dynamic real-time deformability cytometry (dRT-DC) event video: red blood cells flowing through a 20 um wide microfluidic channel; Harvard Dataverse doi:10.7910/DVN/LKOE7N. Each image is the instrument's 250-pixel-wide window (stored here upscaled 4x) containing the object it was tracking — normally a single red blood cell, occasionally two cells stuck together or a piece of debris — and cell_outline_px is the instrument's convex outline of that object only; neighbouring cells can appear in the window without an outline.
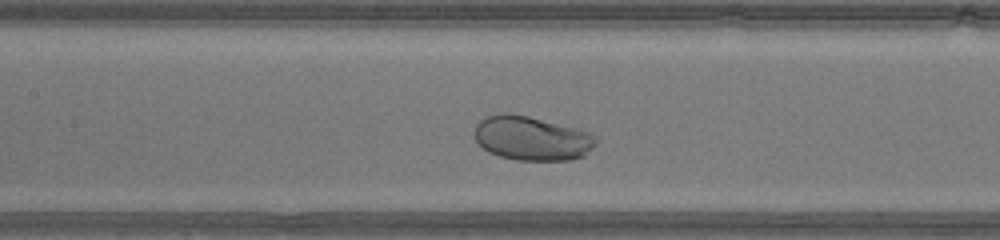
{"species": "human", "species_latin": "Homo sapiens", "temperature_condition": "warm", "stored_images_in_passage": 28, "camera_frame_rate_fps": 3000, "um_per_image_px": 0.085, "donor": {"sex": "male"}, "frame": {"image": 1, "passage_image": 12, "time_ms": 3.667, "image_size_px": [1000, 240], "cell_outline_px": [[596, 144], [584, 156], [572, 160], [516, 160], [500, 156], [488, 152], [476, 140], [476, 124], [484, 116], [500, 112], [504, 112], [528, 116], [592, 132], [596, 136]], "centroid_in_image_um": [45.22, 11.75], "position_along_channel_um": 162.2, "area_um2": 31.39}}
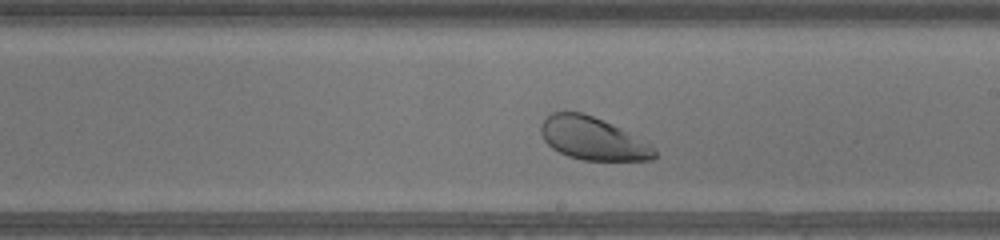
{"frame": {"image": 2, "passage_image": 17, "time_ms": 5.333, "image_size_px": [1000, 240], "cell_outline_px": [[656, 156], [652, 160], [584, 160], [568, 156], [552, 148], [544, 140], [540, 132], [540, 124], [552, 112], [580, 112], [592, 116], [612, 124], [620, 128], [648, 144], [656, 152]], "centroid_in_image_um": [50.33, 11.78], "position_along_channel_um": 238.7, "area_um2": 27.8}}
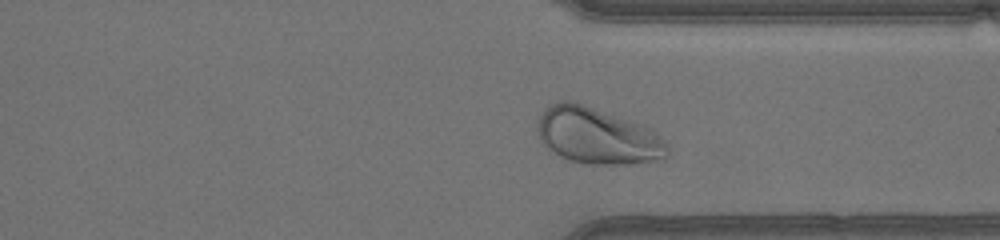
{"frame": {"image": 3, "passage_image": 25, "time_ms": 8.0, "image_size_px": [1000, 240], "cell_outline_px": [[668, 156], [656, 160], [628, 164], [592, 164], [568, 160], [544, 148], [540, 140], [536, 128], [536, 124], [544, 108], [560, 100], [576, 100], [648, 128], [660, 136], [664, 140], [668, 148]], "centroid_in_image_um": [50.7, 11.54], "position_along_channel_um": 360.7, "area_um2": 42.77}}